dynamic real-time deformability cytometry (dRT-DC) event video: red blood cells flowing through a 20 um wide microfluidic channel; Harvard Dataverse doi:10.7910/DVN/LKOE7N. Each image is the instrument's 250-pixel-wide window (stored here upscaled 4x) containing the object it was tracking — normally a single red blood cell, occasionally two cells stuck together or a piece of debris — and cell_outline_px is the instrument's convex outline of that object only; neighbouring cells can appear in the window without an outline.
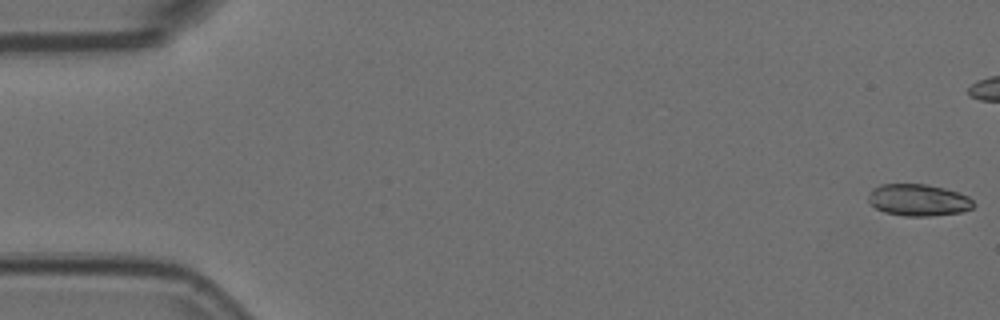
{"species": "Egyptian fruit bat (a non-hibernating species)", "species_latin": "Rousettus aegyptiacus", "temperature_condition": "room temperature", "stored_images_in_passage": 43, "camera_frame_rate_fps": 3000, "um_per_image_px": 0.085, "animal": {"sex": "female"}, "frame": {"image": 1, "passage_image": 1, "time_ms": 0.0, "image_size_px": [1000, 320], "cell_outline_px": [[976, 204], [972, 208], [960, 212], [928, 216], [904, 216], [884, 212], [876, 208], [868, 200], [868, 196], [872, 188], [880, 184], [924, 184], [944, 188], [968, 196]], "centroid_in_image_um": [78.04, 17.0], "position_along_channel_um": 7.0, "area_um2": 19.42}}
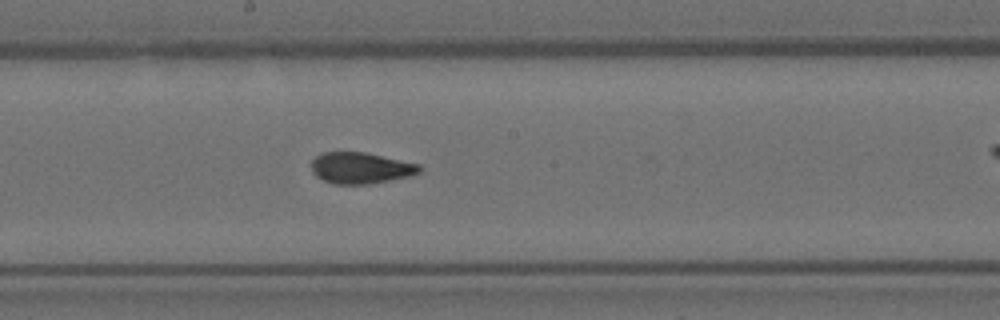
{"frame": {"image": 2, "passage_image": 29, "time_ms": 9.333, "image_size_px": [1000, 320], "cell_outline_px": [[420, 172], [412, 176], [368, 184], [332, 184], [316, 176], [312, 172], [312, 160], [316, 156], [324, 152], [364, 152], [420, 164]], "centroid_in_image_um": [30.66, 14.28], "position_along_channel_um": 217.5, "area_um2": 19.65}}
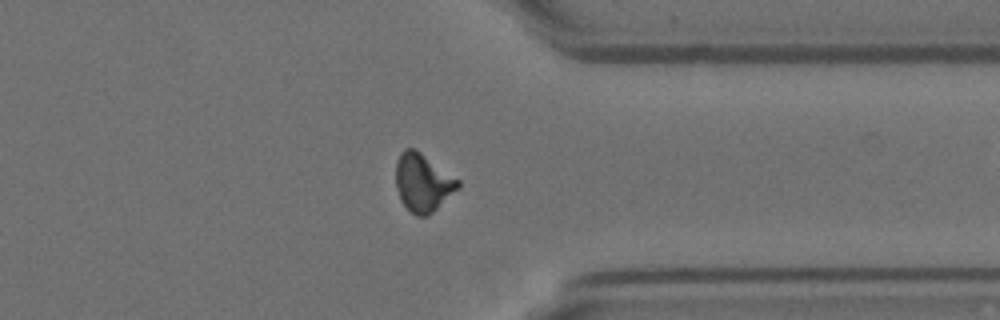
{"frame": {"image": 3, "passage_image": 42, "time_ms": 13.667, "image_size_px": [1000, 320], "cell_outline_px": [[460, 188], [428, 216], [416, 216], [400, 200], [396, 184], [396, 160], [400, 152], [404, 148], [416, 148], [460, 180]], "centroid_in_image_um": [35.95, 15.49], "position_along_channel_um": 375.4, "area_um2": 21.21}}